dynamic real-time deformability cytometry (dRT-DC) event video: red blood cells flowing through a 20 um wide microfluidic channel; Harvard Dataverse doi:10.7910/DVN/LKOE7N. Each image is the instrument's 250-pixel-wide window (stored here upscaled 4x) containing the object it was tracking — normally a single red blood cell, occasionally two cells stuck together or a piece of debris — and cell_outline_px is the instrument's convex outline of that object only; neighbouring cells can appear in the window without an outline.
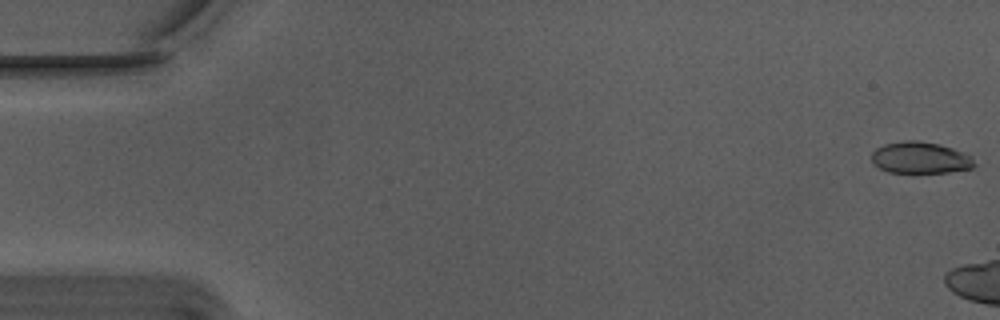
{"species": "Egyptian fruit bat (a non-hibernating species)", "species_latin": "Rousettus aegyptiacus", "temperature_condition": "warm", "stored_images_in_passage": 6, "camera_frame_rate_fps": 3000, "um_per_image_px": 0.085, "animal": {"sex": "male"}, "frame": {"image": 1, "passage_image": 1, "time_ms": 0.0, "image_size_px": [1000, 320], "cell_outline_px": [[976, 164], [972, 168], [948, 172], [888, 172], [872, 164], [872, 152], [876, 148], [884, 144], [904, 140], [916, 140], [940, 144], [952, 148], [968, 156]], "centroid_in_image_um": [78.16, 13.4], "position_along_channel_um": 6.8, "area_um2": 18.73}}